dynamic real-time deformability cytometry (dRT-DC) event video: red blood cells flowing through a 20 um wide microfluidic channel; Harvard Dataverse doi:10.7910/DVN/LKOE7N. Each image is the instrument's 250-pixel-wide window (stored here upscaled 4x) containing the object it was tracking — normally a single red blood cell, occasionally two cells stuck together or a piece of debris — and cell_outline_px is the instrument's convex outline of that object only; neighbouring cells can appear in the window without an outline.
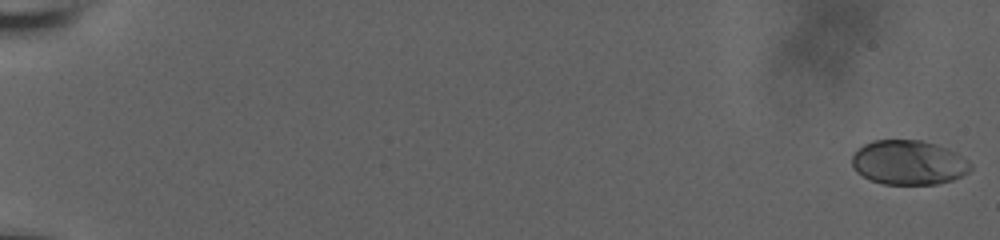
{"species": "human", "species_latin": "Homo sapiens", "temperature_condition": "room temperature", "stored_images_in_passage": 57, "camera_frame_rate_fps": 3000, "um_per_image_px": 0.085, "donor": {"sex": "male"}, "frame": {"image": 1, "passage_image": 1, "time_ms": 0.0, "image_size_px": [1000, 240], "cell_outline_px": [[972, 168], [968, 172], [952, 180], [936, 184], [884, 184], [872, 180], [856, 172], [852, 168], [852, 156], [864, 144], [872, 140], [924, 140], [936, 144], [956, 152], [968, 160], [972, 164]], "centroid_in_image_um": [77.24, 13.81], "position_along_channel_um": 7.8, "area_um2": 30.75}}
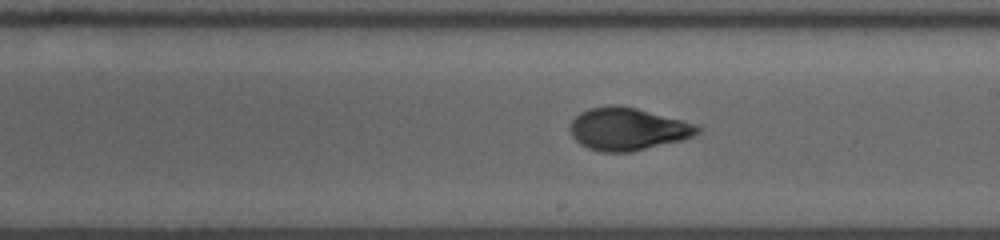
{"frame": {"image": 2, "passage_image": 37, "time_ms": 12.0, "image_size_px": [1000, 240], "cell_outline_px": [[704, 128], [700, 132], [684, 140], [632, 152], [600, 152], [588, 148], [580, 144], [572, 136], [568, 128], [572, 120], [580, 112], [588, 108], [616, 104], [636, 108], [700, 124]], "centroid_in_image_um": [53.39, 10.97], "position_along_channel_um": 235.6, "area_um2": 32.14}}
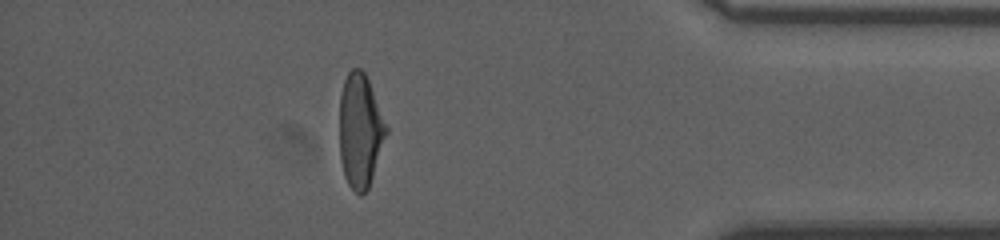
{"frame": {"image": 3, "passage_image": 53, "time_ms": 17.333, "image_size_px": [1000, 240], "cell_outline_px": [[388, 132], [368, 188], [360, 196], [348, 184], [344, 176], [340, 160], [340, 96], [344, 80], [348, 72], [352, 68], [360, 68], [364, 72], [368, 80], [388, 128]], "centroid_in_image_um": [30.61, 11.11], "position_along_channel_um": 404.6, "area_um2": 30.81}}